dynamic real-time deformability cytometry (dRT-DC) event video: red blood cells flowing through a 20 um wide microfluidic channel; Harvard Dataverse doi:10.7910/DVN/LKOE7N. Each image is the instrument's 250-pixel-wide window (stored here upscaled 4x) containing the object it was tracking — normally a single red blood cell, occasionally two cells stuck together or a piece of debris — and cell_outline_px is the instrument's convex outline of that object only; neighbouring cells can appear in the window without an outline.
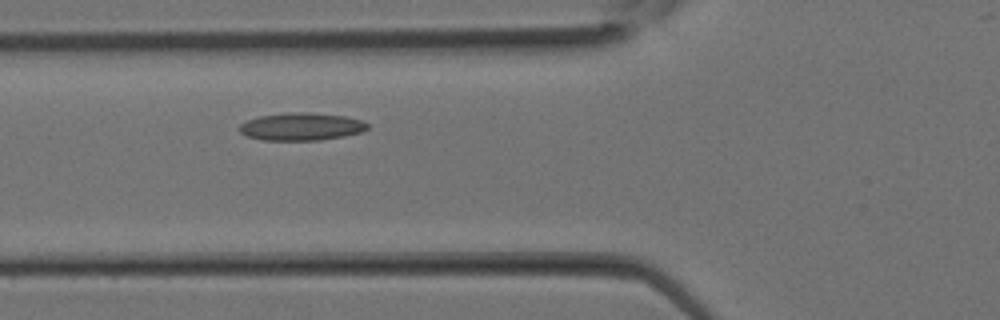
{"species": "Egyptian fruit bat (a non-hibernating species)", "species_latin": "Rousettus aegyptiacus", "temperature_condition": "room temperature", "stored_images_in_passage": 7, "camera_frame_rate_fps": 3000, "um_per_image_px": 0.085, "animal": {"sex": "female"}, "frame": {"image": 1, "passage_image": 6, "time_ms": 1.667, "image_size_px": [1000, 320], "cell_outline_px": [[368, 128], [360, 132], [344, 136], [320, 140], [260, 140], [248, 136], [240, 132], [240, 124], [248, 120], [260, 116], [300, 112], [308, 112], [344, 116], [360, 120], [368, 124]], "centroid_in_image_um": [25.61, 10.77], "position_along_channel_um": 100.2, "area_um2": 20.29}}